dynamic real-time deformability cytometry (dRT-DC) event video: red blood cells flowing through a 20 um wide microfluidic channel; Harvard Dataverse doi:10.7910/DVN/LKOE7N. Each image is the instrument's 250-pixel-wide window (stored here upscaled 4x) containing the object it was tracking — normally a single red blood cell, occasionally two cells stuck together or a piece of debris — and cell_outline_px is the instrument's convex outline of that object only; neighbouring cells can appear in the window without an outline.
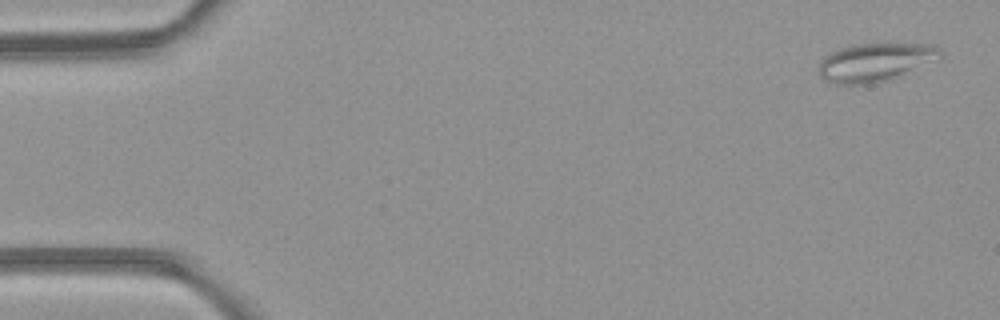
{"species": "common noctule bat (a hibernating species)", "species_latin": "Nyctalus noctula", "temperature_condition": "room temperature", "stored_images_in_passage": 5, "camera_frame_rate_fps": 3000, "um_per_image_px": 0.085, "animal": {"sex": "female", "body_mass_g": 21.9}, "frame": {"image": 1, "passage_image": 1, "time_ms": 0.0, "image_size_px": [1000, 320], "cell_outline_px": [[944, 56], [888, 80], [864, 84], [836, 84], [824, 80], [820, 76], [820, 64], [832, 52], [844, 48], [860, 44], [924, 44], [936, 48], [944, 52]], "centroid_in_image_um": [74.4, 5.3], "position_along_channel_um": 10.6, "area_um2": 26.18}}